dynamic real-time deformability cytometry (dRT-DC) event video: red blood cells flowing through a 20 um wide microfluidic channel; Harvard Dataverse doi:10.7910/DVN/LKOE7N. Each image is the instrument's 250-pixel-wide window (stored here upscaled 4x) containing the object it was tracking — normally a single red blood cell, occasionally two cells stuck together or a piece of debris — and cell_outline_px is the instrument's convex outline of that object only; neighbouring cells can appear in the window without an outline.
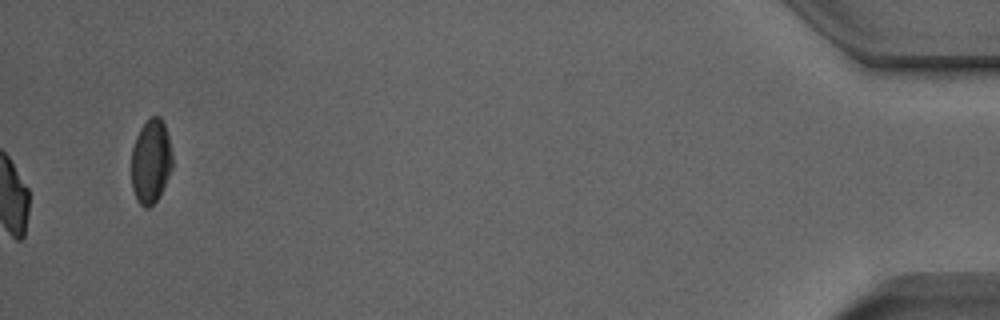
{"species": "Egyptian fruit bat (a non-hibernating species)", "species_latin": "Rousettus aegyptiacus", "temperature_condition": "room temperature", "stored_images_in_passage": 38, "camera_frame_rate_fps": 3000, "um_per_image_px": 0.085, "animal": {"sex": "male"}, "frame": {"image": 1, "passage_image": 38, "time_ms": 12.333, "image_size_px": [1000, 320], "cell_outline_px": [[172, 168], [156, 200], [148, 208], [144, 208], [136, 200], [132, 188], [132, 148], [136, 136], [140, 128], [152, 116], [160, 116], [164, 124], [168, 136], [172, 152]], "centroid_in_image_um": [12.81, 13.71], "position_along_channel_um": 422.4, "area_um2": 19.88}, "authors_computed_cell_mechanics": {"area_um2": 20.0566, "velocity_mm_per_s": 3.9569, "shape_relaxation_time_tau1_ms": 9.3225, "shape_relaxation_time_tau2_ms": 2.4721, "deformation_change_tau1": 0.2282, "deformation_change_tau2": 0.0884}}